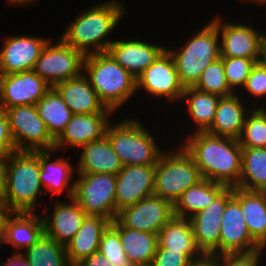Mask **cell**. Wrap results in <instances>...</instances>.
<instances>
[{
  "mask_svg": "<svg viewBox=\"0 0 266 266\" xmlns=\"http://www.w3.org/2000/svg\"><path fill=\"white\" fill-rule=\"evenodd\" d=\"M79 149L82 151L75 165L77 174L110 173L117 175L123 167L106 136L100 140L91 141Z\"/></svg>",
  "mask_w": 266,
  "mask_h": 266,
  "instance_id": "cell-26",
  "label": "cell"
},
{
  "mask_svg": "<svg viewBox=\"0 0 266 266\" xmlns=\"http://www.w3.org/2000/svg\"><path fill=\"white\" fill-rule=\"evenodd\" d=\"M40 215L38 212H12L5 223L2 245H11L12 254H21L33 246L45 233L43 214Z\"/></svg>",
  "mask_w": 266,
  "mask_h": 266,
  "instance_id": "cell-23",
  "label": "cell"
},
{
  "mask_svg": "<svg viewBox=\"0 0 266 266\" xmlns=\"http://www.w3.org/2000/svg\"><path fill=\"white\" fill-rule=\"evenodd\" d=\"M187 266H220V255L202 252L197 257L191 258Z\"/></svg>",
  "mask_w": 266,
  "mask_h": 266,
  "instance_id": "cell-44",
  "label": "cell"
},
{
  "mask_svg": "<svg viewBox=\"0 0 266 266\" xmlns=\"http://www.w3.org/2000/svg\"><path fill=\"white\" fill-rule=\"evenodd\" d=\"M50 39L42 49L33 71L51 87L83 73L85 55L67 45L61 38L54 44Z\"/></svg>",
  "mask_w": 266,
  "mask_h": 266,
  "instance_id": "cell-9",
  "label": "cell"
},
{
  "mask_svg": "<svg viewBox=\"0 0 266 266\" xmlns=\"http://www.w3.org/2000/svg\"><path fill=\"white\" fill-rule=\"evenodd\" d=\"M21 256L32 266H64L69 262L65 246L45 233L33 246L25 249Z\"/></svg>",
  "mask_w": 266,
  "mask_h": 266,
  "instance_id": "cell-35",
  "label": "cell"
},
{
  "mask_svg": "<svg viewBox=\"0 0 266 266\" xmlns=\"http://www.w3.org/2000/svg\"><path fill=\"white\" fill-rule=\"evenodd\" d=\"M251 237L262 247L266 243V191L233 187Z\"/></svg>",
  "mask_w": 266,
  "mask_h": 266,
  "instance_id": "cell-28",
  "label": "cell"
},
{
  "mask_svg": "<svg viewBox=\"0 0 266 266\" xmlns=\"http://www.w3.org/2000/svg\"><path fill=\"white\" fill-rule=\"evenodd\" d=\"M56 199L52 212L42 216L44 232L56 242L66 246L80 229L87 214L73 199Z\"/></svg>",
  "mask_w": 266,
  "mask_h": 266,
  "instance_id": "cell-21",
  "label": "cell"
},
{
  "mask_svg": "<svg viewBox=\"0 0 266 266\" xmlns=\"http://www.w3.org/2000/svg\"><path fill=\"white\" fill-rule=\"evenodd\" d=\"M17 151L52 150L55 139L39 116L35 105H21L4 109Z\"/></svg>",
  "mask_w": 266,
  "mask_h": 266,
  "instance_id": "cell-10",
  "label": "cell"
},
{
  "mask_svg": "<svg viewBox=\"0 0 266 266\" xmlns=\"http://www.w3.org/2000/svg\"><path fill=\"white\" fill-rule=\"evenodd\" d=\"M265 4H266V0H264L260 5L261 6H263V5L265 6Z\"/></svg>",
  "mask_w": 266,
  "mask_h": 266,
  "instance_id": "cell-54",
  "label": "cell"
},
{
  "mask_svg": "<svg viewBox=\"0 0 266 266\" xmlns=\"http://www.w3.org/2000/svg\"><path fill=\"white\" fill-rule=\"evenodd\" d=\"M265 251L256 249L248 252L225 253L220 255V266H260ZM262 256V258H261Z\"/></svg>",
  "mask_w": 266,
  "mask_h": 266,
  "instance_id": "cell-41",
  "label": "cell"
},
{
  "mask_svg": "<svg viewBox=\"0 0 266 266\" xmlns=\"http://www.w3.org/2000/svg\"><path fill=\"white\" fill-rule=\"evenodd\" d=\"M12 213L9 207L0 198V247L2 246V241L5 232V223L8 216Z\"/></svg>",
  "mask_w": 266,
  "mask_h": 266,
  "instance_id": "cell-46",
  "label": "cell"
},
{
  "mask_svg": "<svg viewBox=\"0 0 266 266\" xmlns=\"http://www.w3.org/2000/svg\"><path fill=\"white\" fill-rule=\"evenodd\" d=\"M64 266H77V263L74 262H68Z\"/></svg>",
  "mask_w": 266,
  "mask_h": 266,
  "instance_id": "cell-51",
  "label": "cell"
},
{
  "mask_svg": "<svg viewBox=\"0 0 266 266\" xmlns=\"http://www.w3.org/2000/svg\"><path fill=\"white\" fill-rule=\"evenodd\" d=\"M233 197V187H225L204 210L189 219L195 241L201 252L219 255L220 225L227 202Z\"/></svg>",
  "mask_w": 266,
  "mask_h": 266,
  "instance_id": "cell-14",
  "label": "cell"
},
{
  "mask_svg": "<svg viewBox=\"0 0 266 266\" xmlns=\"http://www.w3.org/2000/svg\"><path fill=\"white\" fill-rule=\"evenodd\" d=\"M83 74L99 99L114 113L136 95V78L120 66L108 51L85 55Z\"/></svg>",
  "mask_w": 266,
  "mask_h": 266,
  "instance_id": "cell-4",
  "label": "cell"
},
{
  "mask_svg": "<svg viewBox=\"0 0 266 266\" xmlns=\"http://www.w3.org/2000/svg\"><path fill=\"white\" fill-rule=\"evenodd\" d=\"M221 183L208 179L201 180L198 184L191 186L182 193L175 202L174 216L190 218L200 210H204L213 199L225 188Z\"/></svg>",
  "mask_w": 266,
  "mask_h": 266,
  "instance_id": "cell-32",
  "label": "cell"
},
{
  "mask_svg": "<svg viewBox=\"0 0 266 266\" xmlns=\"http://www.w3.org/2000/svg\"><path fill=\"white\" fill-rule=\"evenodd\" d=\"M16 145L13 139L6 111L0 108V155L8 156L15 152Z\"/></svg>",
  "mask_w": 266,
  "mask_h": 266,
  "instance_id": "cell-43",
  "label": "cell"
},
{
  "mask_svg": "<svg viewBox=\"0 0 266 266\" xmlns=\"http://www.w3.org/2000/svg\"><path fill=\"white\" fill-rule=\"evenodd\" d=\"M110 224L111 221L102 216L87 215L76 235L65 246L68 261L80 263L97 252L102 234Z\"/></svg>",
  "mask_w": 266,
  "mask_h": 266,
  "instance_id": "cell-27",
  "label": "cell"
},
{
  "mask_svg": "<svg viewBox=\"0 0 266 266\" xmlns=\"http://www.w3.org/2000/svg\"><path fill=\"white\" fill-rule=\"evenodd\" d=\"M192 34L181 47L166 48L174 60L179 81L184 88L194 87L204 69L220 58L219 31L211 20Z\"/></svg>",
  "mask_w": 266,
  "mask_h": 266,
  "instance_id": "cell-5",
  "label": "cell"
},
{
  "mask_svg": "<svg viewBox=\"0 0 266 266\" xmlns=\"http://www.w3.org/2000/svg\"><path fill=\"white\" fill-rule=\"evenodd\" d=\"M50 39L25 34L5 37L0 47V75L33 70Z\"/></svg>",
  "mask_w": 266,
  "mask_h": 266,
  "instance_id": "cell-17",
  "label": "cell"
},
{
  "mask_svg": "<svg viewBox=\"0 0 266 266\" xmlns=\"http://www.w3.org/2000/svg\"><path fill=\"white\" fill-rule=\"evenodd\" d=\"M242 91L244 92L242 97L243 95H247V98L251 97V101L253 100L255 102H251L250 104L253 108H265V103L263 105L261 104L262 102H259L261 99H265L266 97V61L264 59L256 62L253 66L250 75L246 79L245 85L238 93L240 94Z\"/></svg>",
  "mask_w": 266,
  "mask_h": 266,
  "instance_id": "cell-40",
  "label": "cell"
},
{
  "mask_svg": "<svg viewBox=\"0 0 266 266\" xmlns=\"http://www.w3.org/2000/svg\"><path fill=\"white\" fill-rule=\"evenodd\" d=\"M79 264L81 266H113L99 251L92 253Z\"/></svg>",
  "mask_w": 266,
  "mask_h": 266,
  "instance_id": "cell-45",
  "label": "cell"
},
{
  "mask_svg": "<svg viewBox=\"0 0 266 266\" xmlns=\"http://www.w3.org/2000/svg\"><path fill=\"white\" fill-rule=\"evenodd\" d=\"M261 248L263 251L266 250V243Z\"/></svg>",
  "mask_w": 266,
  "mask_h": 266,
  "instance_id": "cell-53",
  "label": "cell"
},
{
  "mask_svg": "<svg viewBox=\"0 0 266 266\" xmlns=\"http://www.w3.org/2000/svg\"><path fill=\"white\" fill-rule=\"evenodd\" d=\"M156 165H127L116 175V217L120 210L154 195Z\"/></svg>",
  "mask_w": 266,
  "mask_h": 266,
  "instance_id": "cell-16",
  "label": "cell"
},
{
  "mask_svg": "<svg viewBox=\"0 0 266 266\" xmlns=\"http://www.w3.org/2000/svg\"><path fill=\"white\" fill-rule=\"evenodd\" d=\"M236 187L266 191V148L242 147V172Z\"/></svg>",
  "mask_w": 266,
  "mask_h": 266,
  "instance_id": "cell-34",
  "label": "cell"
},
{
  "mask_svg": "<svg viewBox=\"0 0 266 266\" xmlns=\"http://www.w3.org/2000/svg\"><path fill=\"white\" fill-rule=\"evenodd\" d=\"M111 224L119 232L130 263L133 266H151L158 247V234L124 227L117 219Z\"/></svg>",
  "mask_w": 266,
  "mask_h": 266,
  "instance_id": "cell-29",
  "label": "cell"
},
{
  "mask_svg": "<svg viewBox=\"0 0 266 266\" xmlns=\"http://www.w3.org/2000/svg\"><path fill=\"white\" fill-rule=\"evenodd\" d=\"M138 38V39H137ZM137 38L115 39L108 52L116 62L137 78L167 48L157 42Z\"/></svg>",
  "mask_w": 266,
  "mask_h": 266,
  "instance_id": "cell-19",
  "label": "cell"
},
{
  "mask_svg": "<svg viewBox=\"0 0 266 266\" xmlns=\"http://www.w3.org/2000/svg\"><path fill=\"white\" fill-rule=\"evenodd\" d=\"M242 1V3H244V2H250V3H252V4H254V3H258L259 5L264 1V0H241Z\"/></svg>",
  "mask_w": 266,
  "mask_h": 266,
  "instance_id": "cell-50",
  "label": "cell"
},
{
  "mask_svg": "<svg viewBox=\"0 0 266 266\" xmlns=\"http://www.w3.org/2000/svg\"><path fill=\"white\" fill-rule=\"evenodd\" d=\"M35 106L39 116L46 123L49 133L56 139L69 123L73 115L72 111L53 87Z\"/></svg>",
  "mask_w": 266,
  "mask_h": 266,
  "instance_id": "cell-33",
  "label": "cell"
},
{
  "mask_svg": "<svg viewBox=\"0 0 266 266\" xmlns=\"http://www.w3.org/2000/svg\"><path fill=\"white\" fill-rule=\"evenodd\" d=\"M165 150L159 157L155 171L154 195L173 205L182 193L203 180L193 158L179 145Z\"/></svg>",
  "mask_w": 266,
  "mask_h": 266,
  "instance_id": "cell-7",
  "label": "cell"
},
{
  "mask_svg": "<svg viewBox=\"0 0 266 266\" xmlns=\"http://www.w3.org/2000/svg\"><path fill=\"white\" fill-rule=\"evenodd\" d=\"M7 156L0 155V195L4 186V168Z\"/></svg>",
  "mask_w": 266,
  "mask_h": 266,
  "instance_id": "cell-48",
  "label": "cell"
},
{
  "mask_svg": "<svg viewBox=\"0 0 266 266\" xmlns=\"http://www.w3.org/2000/svg\"><path fill=\"white\" fill-rule=\"evenodd\" d=\"M173 217V204L162 197L152 195L123 208L116 219L124 227L158 234Z\"/></svg>",
  "mask_w": 266,
  "mask_h": 266,
  "instance_id": "cell-13",
  "label": "cell"
},
{
  "mask_svg": "<svg viewBox=\"0 0 266 266\" xmlns=\"http://www.w3.org/2000/svg\"><path fill=\"white\" fill-rule=\"evenodd\" d=\"M148 129L138 118H123L118 123L108 124L105 136L123 166L157 164L165 150H162L156 138L154 139V132Z\"/></svg>",
  "mask_w": 266,
  "mask_h": 266,
  "instance_id": "cell-6",
  "label": "cell"
},
{
  "mask_svg": "<svg viewBox=\"0 0 266 266\" xmlns=\"http://www.w3.org/2000/svg\"><path fill=\"white\" fill-rule=\"evenodd\" d=\"M246 104L247 101L244 103L238 93L221 97L216 108L214 121L207 132L238 140L242 134L247 114L252 109L250 104L248 106Z\"/></svg>",
  "mask_w": 266,
  "mask_h": 266,
  "instance_id": "cell-25",
  "label": "cell"
},
{
  "mask_svg": "<svg viewBox=\"0 0 266 266\" xmlns=\"http://www.w3.org/2000/svg\"><path fill=\"white\" fill-rule=\"evenodd\" d=\"M112 115L114 112L73 114L62 133L55 139L54 149L58 152L62 149L66 151L67 146L75 149L102 139Z\"/></svg>",
  "mask_w": 266,
  "mask_h": 266,
  "instance_id": "cell-18",
  "label": "cell"
},
{
  "mask_svg": "<svg viewBox=\"0 0 266 266\" xmlns=\"http://www.w3.org/2000/svg\"><path fill=\"white\" fill-rule=\"evenodd\" d=\"M264 60L266 61V38L264 42Z\"/></svg>",
  "mask_w": 266,
  "mask_h": 266,
  "instance_id": "cell-52",
  "label": "cell"
},
{
  "mask_svg": "<svg viewBox=\"0 0 266 266\" xmlns=\"http://www.w3.org/2000/svg\"><path fill=\"white\" fill-rule=\"evenodd\" d=\"M98 251L113 266H133L124 251L119 232L112 224L103 232Z\"/></svg>",
  "mask_w": 266,
  "mask_h": 266,
  "instance_id": "cell-39",
  "label": "cell"
},
{
  "mask_svg": "<svg viewBox=\"0 0 266 266\" xmlns=\"http://www.w3.org/2000/svg\"><path fill=\"white\" fill-rule=\"evenodd\" d=\"M238 140L241 147L266 148V107L251 109Z\"/></svg>",
  "mask_w": 266,
  "mask_h": 266,
  "instance_id": "cell-36",
  "label": "cell"
},
{
  "mask_svg": "<svg viewBox=\"0 0 266 266\" xmlns=\"http://www.w3.org/2000/svg\"><path fill=\"white\" fill-rule=\"evenodd\" d=\"M57 152L55 149L40 151V180L45 193L50 192V198H58L65 192L67 199H70L74 193L76 166L71 165L69 159L65 160L64 157L54 159L53 154Z\"/></svg>",
  "mask_w": 266,
  "mask_h": 266,
  "instance_id": "cell-22",
  "label": "cell"
},
{
  "mask_svg": "<svg viewBox=\"0 0 266 266\" xmlns=\"http://www.w3.org/2000/svg\"><path fill=\"white\" fill-rule=\"evenodd\" d=\"M187 133L180 145L193 158L203 178L236 187L242 172L239 140L208 132Z\"/></svg>",
  "mask_w": 266,
  "mask_h": 266,
  "instance_id": "cell-1",
  "label": "cell"
},
{
  "mask_svg": "<svg viewBox=\"0 0 266 266\" xmlns=\"http://www.w3.org/2000/svg\"><path fill=\"white\" fill-rule=\"evenodd\" d=\"M144 90L147 95L165 98L166 103L181 102L184 87L179 81L174 60L167 49L136 78V91ZM168 100V101H167Z\"/></svg>",
  "mask_w": 266,
  "mask_h": 266,
  "instance_id": "cell-12",
  "label": "cell"
},
{
  "mask_svg": "<svg viewBox=\"0 0 266 266\" xmlns=\"http://www.w3.org/2000/svg\"><path fill=\"white\" fill-rule=\"evenodd\" d=\"M124 6L120 0L93 4L64 27L60 38L84 55L106 52L114 41L109 35L113 34L126 15L127 8Z\"/></svg>",
  "mask_w": 266,
  "mask_h": 266,
  "instance_id": "cell-2",
  "label": "cell"
},
{
  "mask_svg": "<svg viewBox=\"0 0 266 266\" xmlns=\"http://www.w3.org/2000/svg\"><path fill=\"white\" fill-rule=\"evenodd\" d=\"M263 59H247L239 57H222L224 73L229 87L238 93L245 85L246 79L256 62ZM237 91V92H236Z\"/></svg>",
  "mask_w": 266,
  "mask_h": 266,
  "instance_id": "cell-38",
  "label": "cell"
},
{
  "mask_svg": "<svg viewBox=\"0 0 266 266\" xmlns=\"http://www.w3.org/2000/svg\"><path fill=\"white\" fill-rule=\"evenodd\" d=\"M73 114L113 112L99 99L87 77L80 76L60 82L53 87Z\"/></svg>",
  "mask_w": 266,
  "mask_h": 266,
  "instance_id": "cell-24",
  "label": "cell"
},
{
  "mask_svg": "<svg viewBox=\"0 0 266 266\" xmlns=\"http://www.w3.org/2000/svg\"><path fill=\"white\" fill-rule=\"evenodd\" d=\"M50 89L33 70L0 75V108L36 105Z\"/></svg>",
  "mask_w": 266,
  "mask_h": 266,
  "instance_id": "cell-15",
  "label": "cell"
},
{
  "mask_svg": "<svg viewBox=\"0 0 266 266\" xmlns=\"http://www.w3.org/2000/svg\"><path fill=\"white\" fill-rule=\"evenodd\" d=\"M190 258L182 251L157 248L151 266H187Z\"/></svg>",
  "mask_w": 266,
  "mask_h": 266,
  "instance_id": "cell-42",
  "label": "cell"
},
{
  "mask_svg": "<svg viewBox=\"0 0 266 266\" xmlns=\"http://www.w3.org/2000/svg\"><path fill=\"white\" fill-rule=\"evenodd\" d=\"M194 88L220 97L235 94L227 83L221 56L204 69Z\"/></svg>",
  "mask_w": 266,
  "mask_h": 266,
  "instance_id": "cell-37",
  "label": "cell"
},
{
  "mask_svg": "<svg viewBox=\"0 0 266 266\" xmlns=\"http://www.w3.org/2000/svg\"><path fill=\"white\" fill-rule=\"evenodd\" d=\"M157 248L182 251L190 259L202 253L196 244L189 219L175 216L158 232Z\"/></svg>",
  "mask_w": 266,
  "mask_h": 266,
  "instance_id": "cell-31",
  "label": "cell"
},
{
  "mask_svg": "<svg viewBox=\"0 0 266 266\" xmlns=\"http://www.w3.org/2000/svg\"><path fill=\"white\" fill-rule=\"evenodd\" d=\"M220 96L205 93L195 89L194 87L184 88L181 101L187 105L186 114L192 121V130L190 133L207 132L215 118L216 108L220 100Z\"/></svg>",
  "mask_w": 266,
  "mask_h": 266,
  "instance_id": "cell-30",
  "label": "cell"
},
{
  "mask_svg": "<svg viewBox=\"0 0 266 266\" xmlns=\"http://www.w3.org/2000/svg\"><path fill=\"white\" fill-rule=\"evenodd\" d=\"M261 246L251 237L239 202L232 197L226 204L220 225L219 255L248 252Z\"/></svg>",
  "mask_w": 266,
  "mask_h": 266,
  "instance_id": "cell-20",
  "label": "cell"
},
{
  "mask_svg": "<svg viewBox=\"0 0 266 266\" xmlns=\"http://www.w3.org/2000/svg\"><path fill=\"white\" fill-rule=\"evenodd\" d=\"M7 261L0 262V266H32L21 254H12Z\"/></svg>",
  "mask_w": 266,
  "mask_h": 266,
  "instance_id": "cell-47",
  "label": "cell"
},
{
  "mask_svg": "<svg viewBox=\"0 0 266 266\" xmlns=\"http://www.w3.org/2000/svg\"><path fill=\"white\" fill-rule=\"evenodd\" d=\"M73 199L87 215L116 219V175L110 173L77 174Z\"/></svg>",
  "mask_w": 266,
  "mask_h": 266,
  "instance_id": "cell-8",
  "label": "cell"
},
{
  "mask_svg": "<svg viewBox=\"0 0 266 266\" xmlns=\"http://www.w3.org/2000/svg\"><path fill=\"white\" fill-rule=\"evenodd\" d=\"M40 151H15L6 158L0 198L12 212H36L40 195ZM37 203V204H36Z\"/></svg>",
  "mask_w": 266,
  "mask_h": 266,
  "instance_id": "cell-3",
  "label": "cell"
},
{
  "mask_svg": "<svg viewBox=\"0 0 266 266\" xmlns=\"http://www.w3.org/2000/svg\"><path fill=\"white\" fill-rule=\"evenodd\" d=\"M219 31L220 56L264 59L266 33L245 22H225L217 14L211 20Z\"/></svg>",
  "mask_w": 266,
  "mask_h": 266,
  "instance_id": "cell-11",
  "label": "cell"
},
{
  "mask_svg": "<svg viewBox=\"0 0 266 266\" xmlns=\"http://www.w3.org/2000/svg\"><path fill=\"white\" fill-rule=\"evenodd\" d=\"M8 2V4L10 5H14V6H25V5H29L32 3H36L37 0H6Z\"/></svg>",
  "mask_w": 266,
  "mask_h": 266,
  "instance_id": "cell-49",
  "label": "cell"
}]
</instances>
